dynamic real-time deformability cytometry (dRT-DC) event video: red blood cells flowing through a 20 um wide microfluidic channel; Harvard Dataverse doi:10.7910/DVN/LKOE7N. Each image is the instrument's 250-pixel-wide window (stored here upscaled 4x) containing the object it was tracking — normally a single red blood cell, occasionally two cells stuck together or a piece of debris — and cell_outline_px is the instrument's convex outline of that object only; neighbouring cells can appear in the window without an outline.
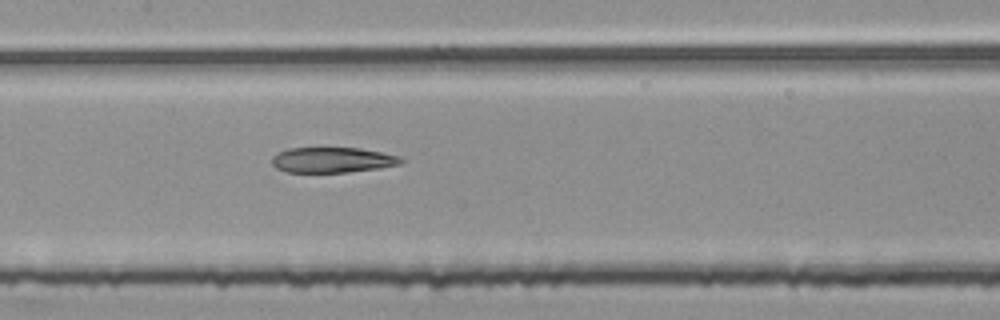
{"species": "common noctule bat (a hibernating species)", "species_latin": "Nyctalus noctula", "temperature_condition": "room temperature", "stored_images_in_passage": 54, "camera_frame_rate_fps": 3000, "um_per_image_px": 0.085, "animal": {"sex": "female", "body_mass_g": 25.1}, "frame": {"image": 1, "passage_image": 26, "time_ms": 8.333, "image_size_px": [1000, 320], "cell_outline_px": [[404, 160], [400, 164], [380, 168], [348, 172], [284, 172], [276, 168], [272, 164], [272, 156], [288, 148], [360, 148], [400, 156]], "centroid_in_image_um": [28.25, 13.6], "position_along_channel_um": 179.2, "area_um2": 19.07}}
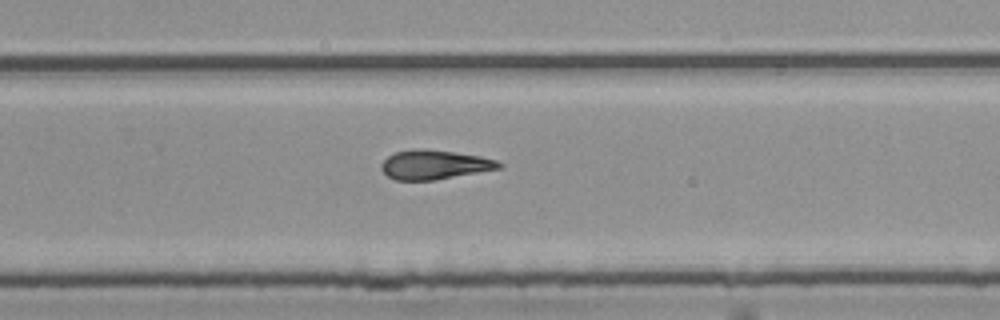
{"frame": {"image": 2, "passage_image": 35, "time_ms": 11.333, "image_size_px": [1000, 320], "cell_outline_px": [[504, 164], [500, 168], [436, 180], [396, 180], [388, 176], [380, 168], [380, 164], [388, 156], [396, 152], [412, 148], [424, 148], [480, 156], [496, 160]], "centroid_in_image_um": [36.9, 13.99], "position_along_channel_um": 292.9, "area_um2": 20.06}}
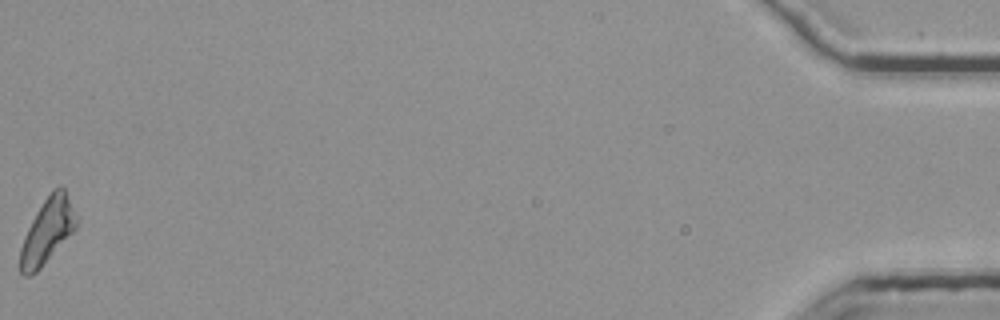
{"frame": {"image": 3, "passage_image": 54, "time_ms": 17.667, "image_size_px": [1000, 320], "cell_outline_px": [[76, 228], [40, 268], [36, 272], [28, 276], [24, 276], [20, 272], [20, 248], [24, 236], [36, 212], [52, 188], [60, 184], [64, 188], [72, 208], [76, 220]], "centroid_in_image_um": [3.99, 19.62], "position_along_channel_um": 431.2, "area_um2": 20.75}, "authors_computed_cell_mechanics": {"area_um2": 20.519, "velocity_mm_per_s": 3.8085, "shape_relaxation_time_tau1_ms": null, "shape_relaxation_time_tau2_ms": 9.4974, "deformation_change_tau1": null, "deformation_change_tau2": 0.2305}}